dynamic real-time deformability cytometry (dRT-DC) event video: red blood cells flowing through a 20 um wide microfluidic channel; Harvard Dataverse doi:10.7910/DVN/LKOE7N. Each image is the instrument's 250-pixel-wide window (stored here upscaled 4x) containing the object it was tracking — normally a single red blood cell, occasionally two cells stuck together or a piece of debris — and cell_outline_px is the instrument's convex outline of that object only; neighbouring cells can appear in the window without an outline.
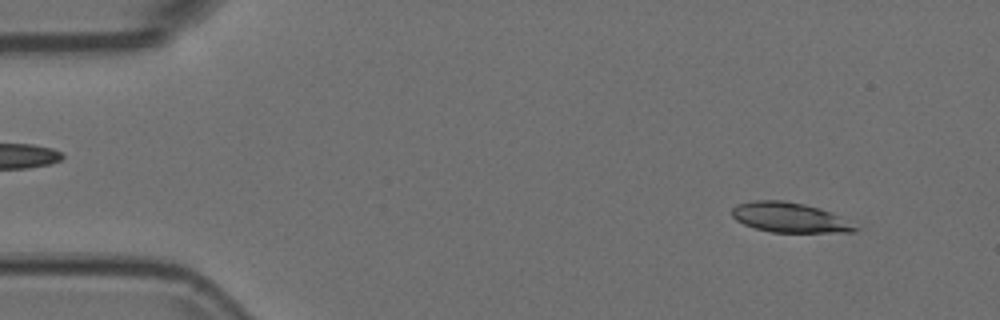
{"species": "Egyptian fruit bat (a non-hibernating species)", "species_latin": "Rousettus aegyptiacus", "temperature_condition": "room temperature", "stored_images_in_passage": 54, "camera_frame_rate_fps": 3000, "um_per_image_px": 0.085, "animal": {"sex": "female"}, "frame": {"image": 1, "passage_image": 5, "time_ms": 1.333, "image_size_px": [1000, 320], "cell_outline_px": [[860, 228], [856, 232], [772, 232], [752, 228], [736, 220], [732, 216], [732, 208], [736, 204], [752, 200], [784, 200], [804, 204], [820, 208], [832, 212], [840, 216]], "centroid_in_image_um": [67.11, 18.48], "position_along_channel_um": 17.9, "area_um2": 21.68}}
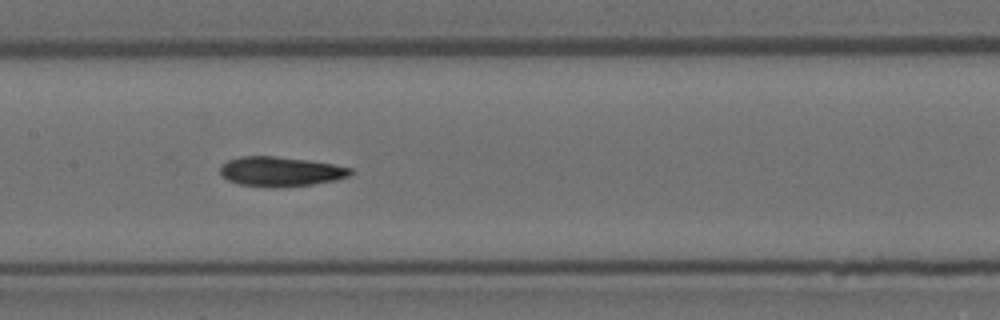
{"frame": {"image": 2, "passage_image": 26, "time_ms": 8.333, "image_size_px": [1000, 320], "cell_outline_px": [[352, 172], [348, 176], [336, 180], [312, 184], [276, 188], [272, 188], [240, 184], [228, 180], [220, 176], [220, 168], [228, 160], [240, 156], [272, 156], [308, 160], [332, 164], [352, 168]], "centroid_in_image_um": [23.82, 14.59], "position_along_channel_um": 183.6, "area_um2": 22.48}}
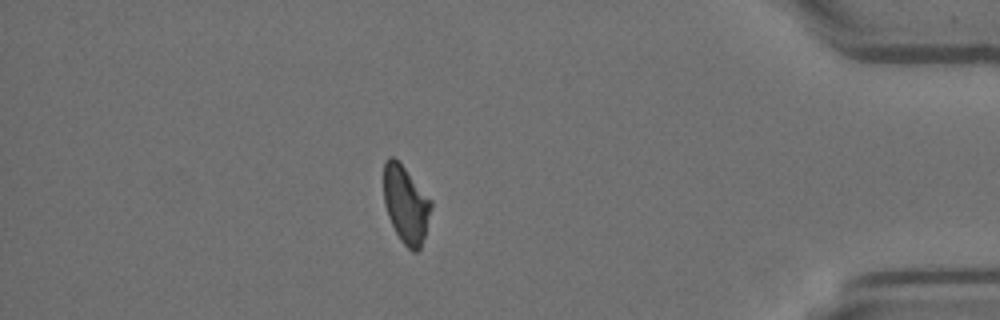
{"frame": {"image": 3, "passage_image": 47, "time_ms": 15.333, "image_size_px": [1000, 320], "cell_outline_px": [[432, 204], [424, 236], [420, 248], [416, 252], [412, 252], [400, 240], [388, 216], [384, 204], [384, 160], [388, 156], [392, 156], [404, 168], [432, 200]], "centroid_in_image_um": [34.48, 17.38], "position_along_channel_um": 400.7, "area_um2": 21.04}}